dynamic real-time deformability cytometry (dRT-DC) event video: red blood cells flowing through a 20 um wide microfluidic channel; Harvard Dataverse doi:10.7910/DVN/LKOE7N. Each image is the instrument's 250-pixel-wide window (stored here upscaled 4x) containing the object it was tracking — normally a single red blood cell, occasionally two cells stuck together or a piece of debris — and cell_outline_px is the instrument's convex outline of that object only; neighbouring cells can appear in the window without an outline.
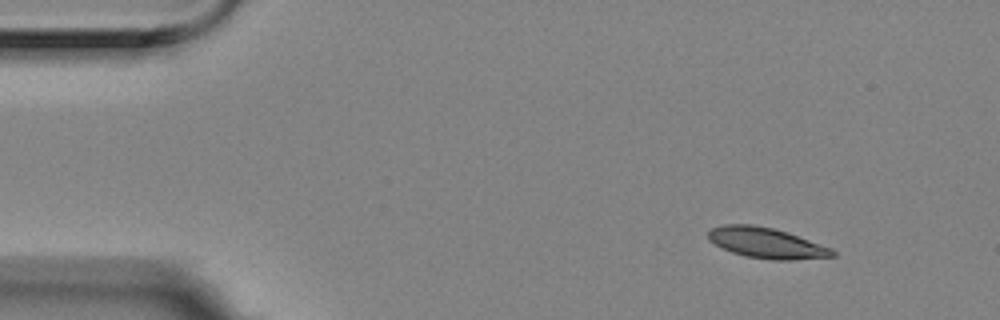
{"species": "Egyptian fruit bat (a non-hibernating species)", "species_latin": "Rousettus aegyptiacus", "temperature_condition": "room temperature", "stored_images_in_passage": 5, "camera_frame_rate_fps": 3000, "um_per_image_px": 0.085, "animal": {"sex": "female"}, "frame": {"image": 1, "passage_image": 1, "time_ms": 0.0, "image_size_px": [1000, 320], "cell_outline_px": [[836, 256], [792, 260], [772, 260], [744, 256], [732, 252], [708, 240], [708, 232], [712, 228], [724, 224], [752, 224], [772, 228], [788, 232], [832, 248], [836, 252]], "centroid_in_image_um": [65.17, 20.65], "position_along_channel_um": 19.8, "area_um2": 22.14}}
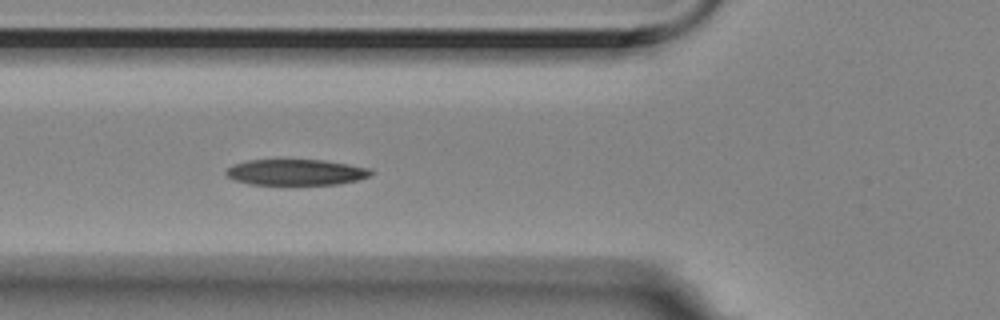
{"frame": {"image": 2, "passage_image": 5, "time_ms": 1.333, "image_size_px": [1000, 320], "cell_outline_px": [[372, 176], [340, 184], [248, 184], [236, 180], [228, 176], [224, 172], [232, 164], [248, 160], [324, 160], [348, 164], [368, 168], [372, 172]], "centroid_in_image_um": [25.15, 14.64], "position_along_channel_um": 100.7, "area_um2": 21.73}}